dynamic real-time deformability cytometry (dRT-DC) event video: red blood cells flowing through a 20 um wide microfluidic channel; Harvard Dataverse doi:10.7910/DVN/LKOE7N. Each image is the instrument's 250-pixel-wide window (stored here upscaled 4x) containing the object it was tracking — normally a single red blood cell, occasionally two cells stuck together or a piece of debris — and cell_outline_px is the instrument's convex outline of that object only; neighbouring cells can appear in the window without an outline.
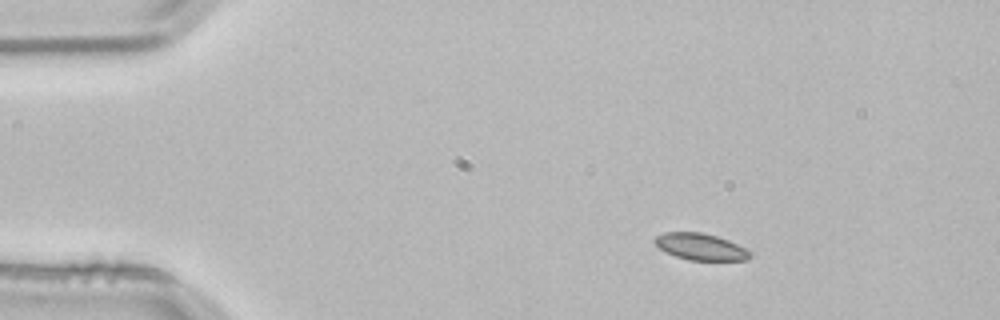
{"species": "common noctule bat (a hibernating species)", "species_latin": "Nyctalus noctula", "temperature_condition": "room temperature", "stored_images_in_passage": 2, "camera_frame_rate_fps": 3000, "um_per_image_px": 0.085, "animal": {"sex": "male", "body_mass_g": 21.5, "forearm_length_mm": 52.0}, "frame": {"image": 1, "passage_image": 1, "time_ms": 0.0, "image_size_px": [1000, 320], "cell_outline_px": [[752, 256], [748, 260], [688, 260], [676, 256], [660, 248], [652, 240], [656, 236], [664, 232], [700, 232], [716, 236], [728, 240], [752, 252]], "centroid_in_image_um": [59.56, 20.97], "position_along_channel_um": 25.4, "area_um2": 14.68}}